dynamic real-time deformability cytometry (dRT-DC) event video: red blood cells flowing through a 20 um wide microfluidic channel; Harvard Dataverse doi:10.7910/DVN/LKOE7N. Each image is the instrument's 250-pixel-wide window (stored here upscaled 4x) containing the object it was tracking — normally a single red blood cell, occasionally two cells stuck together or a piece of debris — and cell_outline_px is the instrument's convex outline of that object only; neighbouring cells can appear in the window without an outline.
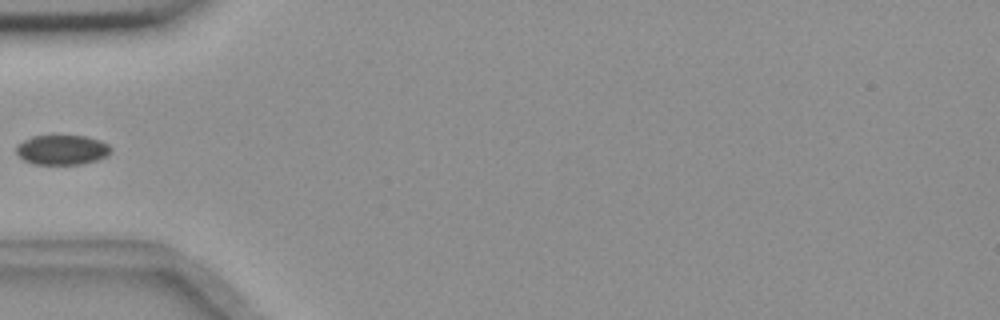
{"species": "common noctule bat (a hibernating species)", "species_latin": "Nyctalus noctula", "temperature_condition": "room temperature", "stored_images_in_passage": 9, "camera_frame_rate_fps": 3000, "um_per_image_px": 0.085, "animal": {"sex": "female", "body_mass_g": 18.4}, "frame": {"image": 1, "passage_image": 1, "time_ms": 0.0, "image_size_px": [1000, 320], "cell_outline_px": [[112, 152], [108, 156], [100, 160], [84, 164], [32, 164], [24, 160], [16, 152], [16, 144], [32, 136], [84, 136], [100, 140], [108, 144], [112, 148]], "centroid_in_image_um": [5.32, 12.75], "position_along_channel_um": 79.7, "area_um2": 16.65}}